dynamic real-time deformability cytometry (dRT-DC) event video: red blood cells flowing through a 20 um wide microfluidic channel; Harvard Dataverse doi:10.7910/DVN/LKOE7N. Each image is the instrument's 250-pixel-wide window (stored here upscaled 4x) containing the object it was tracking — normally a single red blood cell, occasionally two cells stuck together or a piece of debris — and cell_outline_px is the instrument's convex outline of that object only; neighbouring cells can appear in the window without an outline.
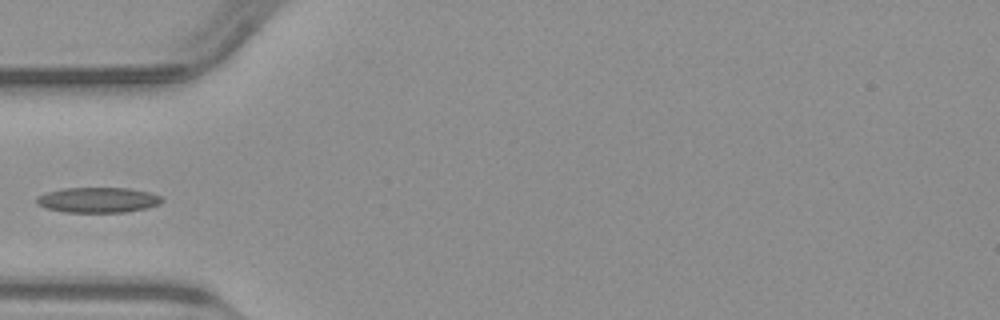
{"species": "common noctule bat (a hibernating species)", "species_latin": "Nyctalus noctula", "temperature_condition": "warm", "stored_images_in_passage": 29, "camera_frame_rate_fps": 3000, "um_per_image_px": 0.085, "animal": {"sex": "male", "body_mass_g": 23.1, "forearm_length_mm": 52.7}, "frame": {"image": 1, "passage_image": 1, "time_ms": 0.0, "image_size_px": [1000, 320], "cell_outline_px": [[164, 200], [160, 204], [144, 208], [124, 212], [64, 212], [48, 208], [36, 204], [36, 196], [48, 192], [64, 188], [128, 188], [148, 192], [164, 196]], "centroid_in_image_um": [8.34, 16.99], "position_along_channel_um": 76.7, "area_um2": 18.44}}